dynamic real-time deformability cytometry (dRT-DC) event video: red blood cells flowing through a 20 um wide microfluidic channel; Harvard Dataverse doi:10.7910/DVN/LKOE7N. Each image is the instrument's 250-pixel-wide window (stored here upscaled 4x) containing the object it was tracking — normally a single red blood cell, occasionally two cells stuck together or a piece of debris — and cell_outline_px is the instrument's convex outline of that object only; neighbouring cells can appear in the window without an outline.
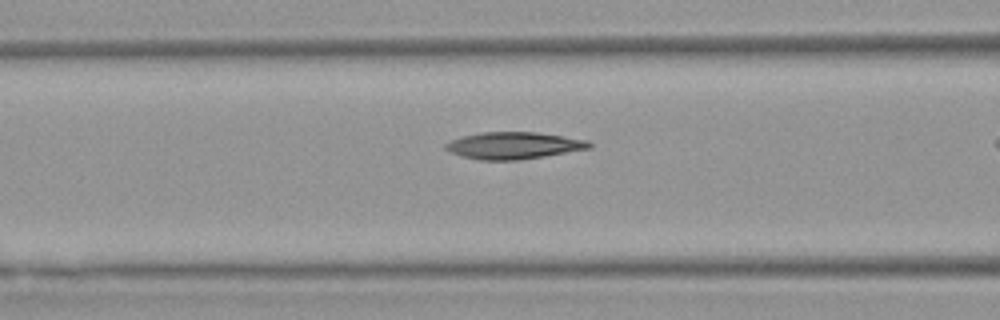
{"species": "Egyptian fruit bat (a non-hibernating species)", "species_latin": "Rousettus aegyptiacus", "temperature_condition": "warm", "stored_images_in_passage": 19, "camera_frame_rate_fps": 3000, "um_per_image_px": 0.085, "animal": {"sex": "female"}, "frame": {"image": 1, "passage_image": 5, "time_ms": 1.333, "image_size_px": [1000, 320], "cell_outline_px": [[592, 148], [520, 160], [480, 160], [464, 156], [452, 152], [444, 148], [444, 144], [452, 140], [464, 136], [480, 132], [536, 132], [564, 136], [588, 140], [592, 144]], "centroid_in_image_um": [43.7, 12.36], "position_along_channel_um": 122.9, "area_um2": 22.43}}
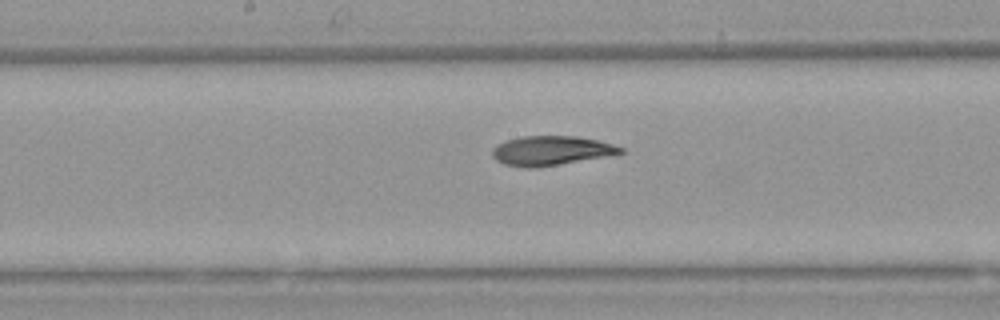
{"frame": {"image": 2, "passage_image": 11, "time_ms": 3.333, "image_size_px": [1000, 320], "cell_outline_px": [[624, 152], [536, 168], [524, 168], [504, 164], [496, 160], [492, 156], [492, 148], [496, 144], [504, 140], [524, 136], [576, 136], [600, 140], [624, 148]], "centroid_in_image_um": [46.76, 12.79], "position_along_channel_um": 201.4, "area_um2": 21.85}}
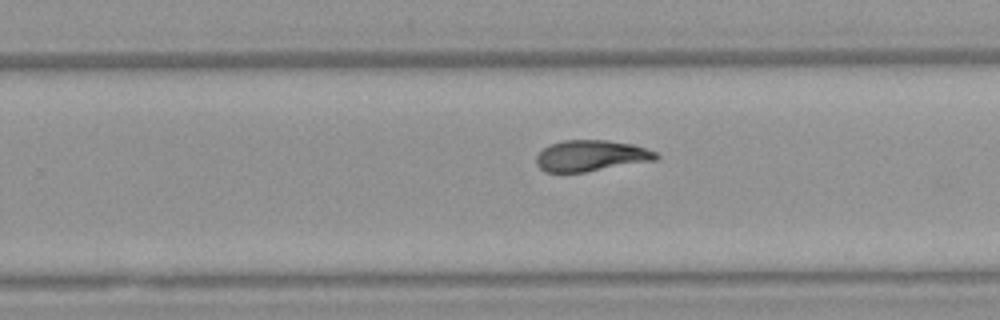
{"frame": {"image": 3, "passage_image": 17, "time_ms": 5.333, "image_size_px": [1000, 320], "cell_outline_px": [[660, 156], [656, 160], [584, 172], [544, 172], [536, 164], [536, 156], [544, 148], [552, 144], [564, 140], [608, 140], [632, 144], [656, 152]], "centroid_in_image_um": [50.23, 13.24], "position_along_channel_um": 279.6, "area_um2": 21.56}}